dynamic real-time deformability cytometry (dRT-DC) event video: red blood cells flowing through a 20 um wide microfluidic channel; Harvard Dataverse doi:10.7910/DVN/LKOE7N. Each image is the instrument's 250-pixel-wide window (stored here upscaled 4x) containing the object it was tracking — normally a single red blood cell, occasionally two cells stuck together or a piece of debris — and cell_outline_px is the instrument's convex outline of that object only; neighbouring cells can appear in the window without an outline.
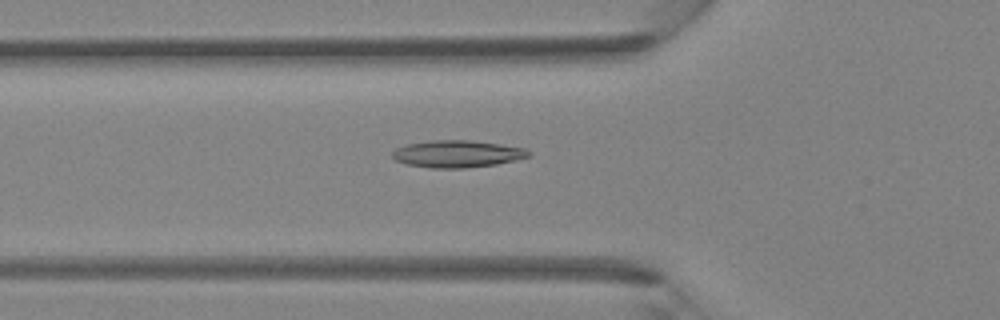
{"species": "Egyptian fruit bat (a non-hibernating species)", "species_latin": "Rousettus aegyptiacus", "temperature_condition": "room temperature", "stored_images_in_passage": 35, "camera_frame_rate_fps": 3000, "um_per_image_px": 0.085, "animal": {"sex": "female"}, "frame": {"image": 1, "passage_image": 7, "time_ms": 2.0, "image_size_px": [1000, 320], "cell_outline_px": [[532, 152], [528, 156], [516, 160], [496, 164], [464, 168], [428, 168], [408, 164], [396, 160], [392, 156], [392, 152], [396, 148], [408, 144], [432, 140], [472, 140], [528, 148]], "centroid_in_image_um": [38.9, 13.07], "position_along_channel_um": 86.9, "area_um2": 21.56}}
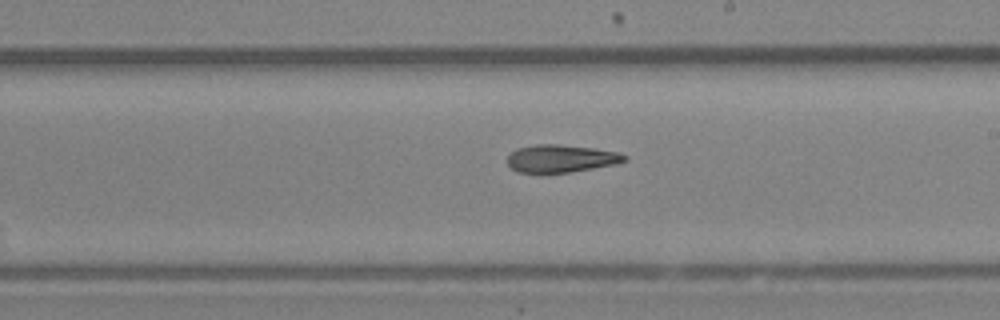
{"frame": {"image": 2, "passage_image": 17, "time_ms": 5.333, "image_size_px": [1000, 320], "cell_outline_px": [[628, 160], [616, 164], [568, 172], [516, 172], [508, 164], [508, 156], [516, 148], [536, 144], [560, 144], [596, 148], [616, 152], [628, 156]], "centroid_in_image_um": [47.7, 13.46], "position_along_channel_um": 241.3, "area_um2": 18.79}}
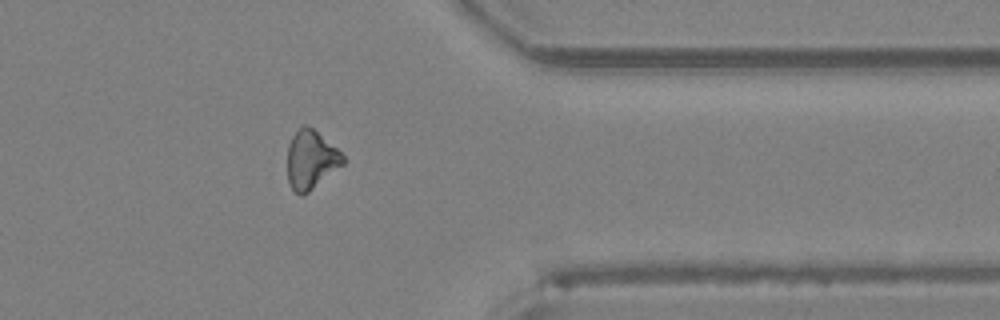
{"frame": {"image": 3, "passage_image": 27, "time_ms": 8.667, "image_size_px": [1000, 320], "cell_outline_px": [[344, 164], [304, 196], [300, 196], [292, 188], [288, 180], [288, 144], [292, 136], [304, 124], [312, 128], [336, 148], [344, 156]], "centroid_in_image_um": [26.43, 13.61], "position_along_channel_um": 385.0, "area_um2": 18.79}}